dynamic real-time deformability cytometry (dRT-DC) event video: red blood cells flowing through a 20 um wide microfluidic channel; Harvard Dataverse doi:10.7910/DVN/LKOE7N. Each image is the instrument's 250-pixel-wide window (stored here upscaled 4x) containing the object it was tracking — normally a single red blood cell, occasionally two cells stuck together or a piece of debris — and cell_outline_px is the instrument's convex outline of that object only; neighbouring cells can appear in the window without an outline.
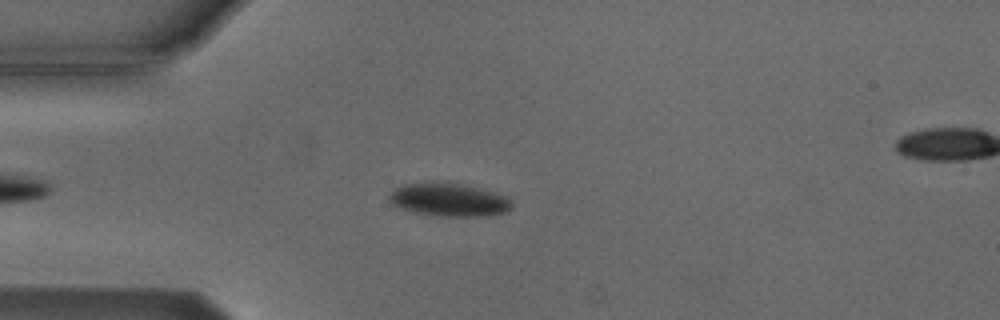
{"species": "Egyptian fruit bat (a non-hibernating species)", "species_latin": "Rousettus aegyptiacus", "temperature_condition": "cold", "stored_images_in_passage": 6, "segment_of_instrument_passage": [1, 2], "camera_frame_rate_fps": 3000, "um_per_image_px": 0.085, "animal": {"sex": "male"}, "frame": {"image": 1, "passage_image": 5, "time_ms": 4.333, "image_size_px": [1000, 320], "cell_outline_px": [[512, 208], [508, 212], [488, 216], [444, 216], [412, 212], [392, 204], [388, 200], [388, 192], [404, 184], [432, 180], [444, 180], [480, 188], [508, 196], [512, 204]], "centroid_in_image_um": [38.15, 16.95], "position_along_channel_um": 46.9, "area_um2": 24.39}}